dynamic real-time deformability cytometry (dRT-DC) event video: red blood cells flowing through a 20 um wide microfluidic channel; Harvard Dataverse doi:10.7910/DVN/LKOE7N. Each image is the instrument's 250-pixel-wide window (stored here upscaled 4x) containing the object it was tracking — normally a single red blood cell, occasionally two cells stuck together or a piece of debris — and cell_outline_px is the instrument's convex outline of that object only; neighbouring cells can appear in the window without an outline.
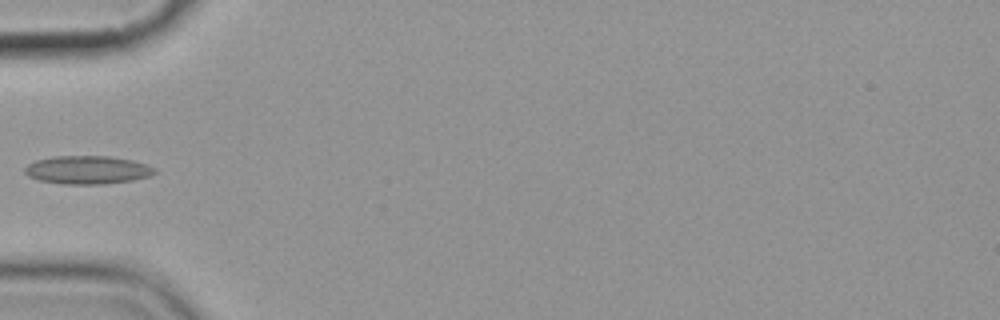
{"species": "common noctule bat (a hibernating species)", "species_latin": "Nyctalus noctula", "temperature_condition": "cold", "stored_images_in_passage": 5, "camera_frame_rate_fps": 3000, "um_per_image_px": 0.085, "animal": {"sex": "female", "body_mass_g": 19.9}, "frame": {"image": 1, "passage_image": 5, "time_ms": 4.667, "image_size_px": [1000, 320], "cell_outline_px": [[156, 172], [148, 176], [132, 180], [104, 184], [64, 184], [40, 180], [28, 176], [24, 172], [24, 168], [28, 164], [36, 160], [56, 156], [108, 156], [132, 160], [156, 168]], "centroid_in_image_um": [7.41, 14.44], "position_along_channel_um": 77.6, "area_um2": 21.21}}